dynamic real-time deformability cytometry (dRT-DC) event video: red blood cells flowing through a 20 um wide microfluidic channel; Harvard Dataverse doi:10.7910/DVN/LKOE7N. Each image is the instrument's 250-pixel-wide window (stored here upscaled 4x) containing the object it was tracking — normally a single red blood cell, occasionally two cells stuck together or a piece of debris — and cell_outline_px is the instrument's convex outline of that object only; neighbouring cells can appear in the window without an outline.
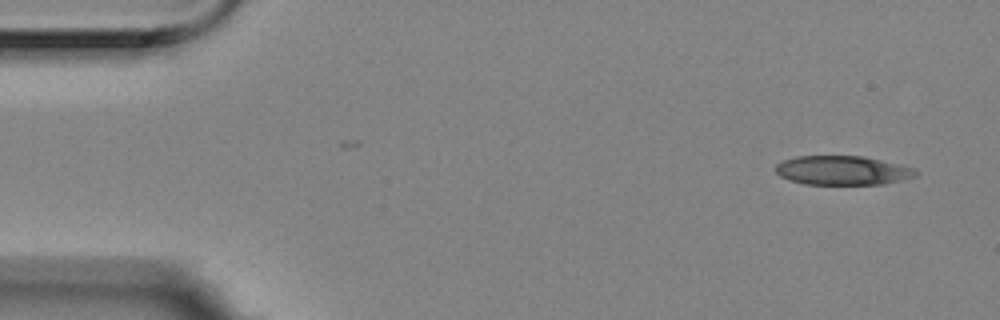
{"species": "Egyptian fruit bat (a non-hibernating species)", "species_latin": "Rousettus aegyptiacus", "temperature_condition": "room temperature", "stored_images_in_passage": 5, "camera_frame_rate_fps": 3000, "um_per_image_px": 0.085, "animal": {"sex": "female"}, "frame": {"image": 1, "passage_image": 1, "time_ms": 0.0, "image_size_px": [1000, 320], "cell_outline_px": [[920, 172], [916, 176], [884, 184], [804, 184], [788, 180], [780, 176], [776, 172], [776, 164], [784, 160], [796, 156], [864, 156], [900, 164], [916, 168]], "centroid_in_image_um": [71.64, 14.48], "position_along_channel_um": 13.4, "area_um2": 23.93}}
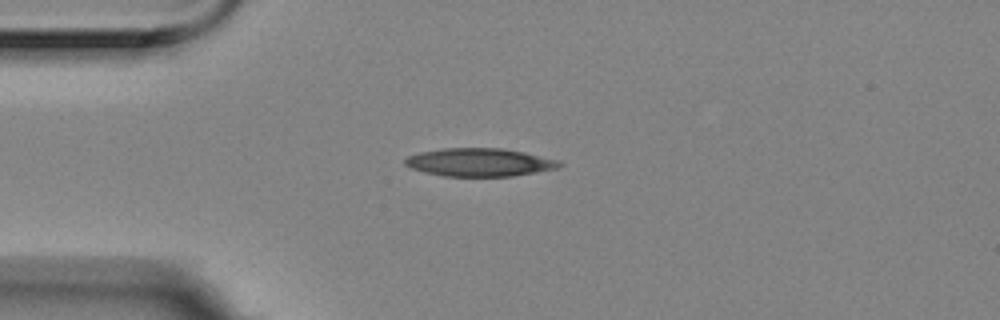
{"frame": {"image": 2, "passage_image": 3, "time_ms": 0.667, "image_size_px": [1000, 320], "cell_outline_px": [[564, 164], [560, 168], [512, 176], [444, 176], [424, 172], [412, 168], [404, 164], [404, 160], [408, 156], [420, 152], [444, 148], [500, 148], [524, 152], [560, 160]], "centroid_in_image_um": [40.8, 13.79], "position_along_channel_um": 44.2, "area_um2": 25.32}}
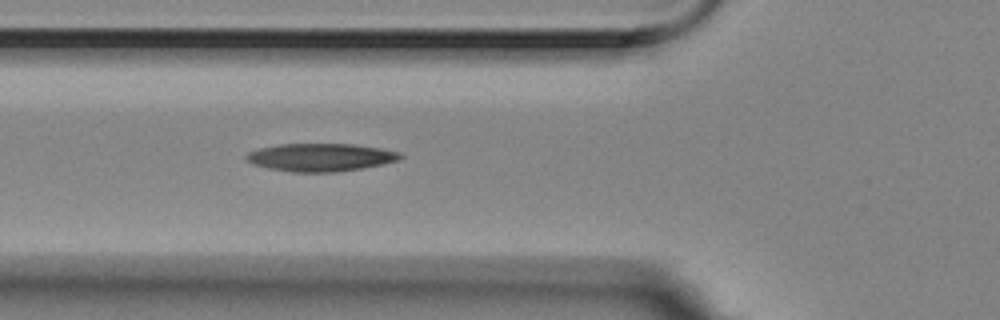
{"frame": {"image": 3, "passage_image": 5, "time_ms": 1.333, "image_size_px": [1000, 320], "cell_outline_px": [[404, 156], [400, 160], [384, 164], [364, 168], [336, 172], [292, 172], [268, 168], [252, 164], [244, 156], [248, 152], [260, 148], [276, 144], [356, 144], [380, 148], [400, 152]], "centroid_in_image_um": [27.28, 13.37], "position_along_channel_um": 98.5, "area_um2": 25.26}}